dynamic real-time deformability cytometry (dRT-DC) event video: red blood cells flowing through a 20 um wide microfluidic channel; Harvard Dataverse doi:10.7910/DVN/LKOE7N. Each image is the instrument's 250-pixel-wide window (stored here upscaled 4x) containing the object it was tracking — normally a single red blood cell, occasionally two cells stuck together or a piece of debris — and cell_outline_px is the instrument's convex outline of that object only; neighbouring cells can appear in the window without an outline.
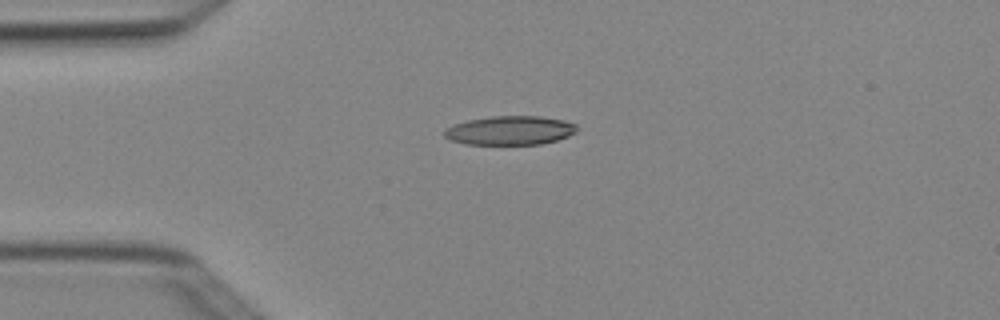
{"species": "Egyptian fruit bat (a non-hibernating species)", "species_latin": "Rousettus aegyptiacus", "temperature_condition": "cold", "stored_images_in_passage": 6, "camera_frame_rate_fps": 3000, "um_per_image_px": 0.085, "animal": {"sex": "female"}, "frame": {"image": 1, "passage_image": 3, "time_ms": 0.667, "image_size_px": [1000, 320], "cell_outline_px": [[576, 132], [568, 136], [556, 140], [540, 144], [464, 144], [452, 140], [444, 136], [444, 132], [448, 128], [456, 124], [468, 120], [492, 116], [540, 116], [564, 120], [576, 124]], "centroid_in_image_um": [43.38, 11.08], "position_along_channel_um": 41.6, "area_um2": 22.14}}
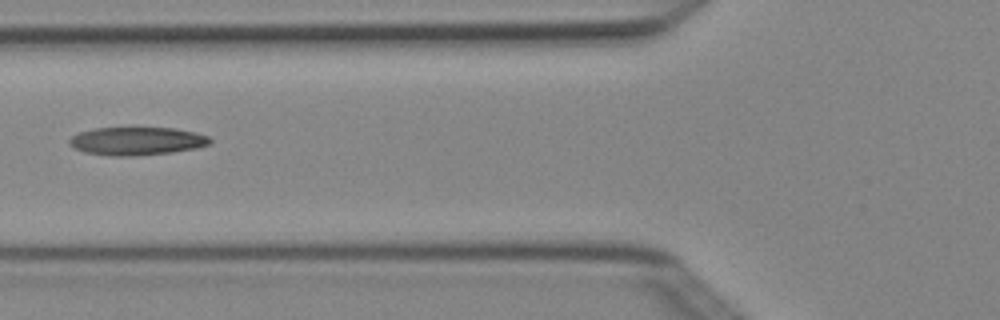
{"frame": {"image": 2, "passage_image": 5, "time_ms": 1.333, "image_size_px": [1000, 320], "cell_outline_px": [[212, 140], [208, 144], [196, 148], [172, 152], [132, 156], [108, 156], [84, 152], [72, 148], [68, 144], [68, 140], [72, 136], [80, 132], [96, 128], [176, 128], [196, 132], [208, 136]], "centroid_in_image_um": [11.6, 11.99], "position_along_channel_um": 114.2, "area_um2": 23.12}}
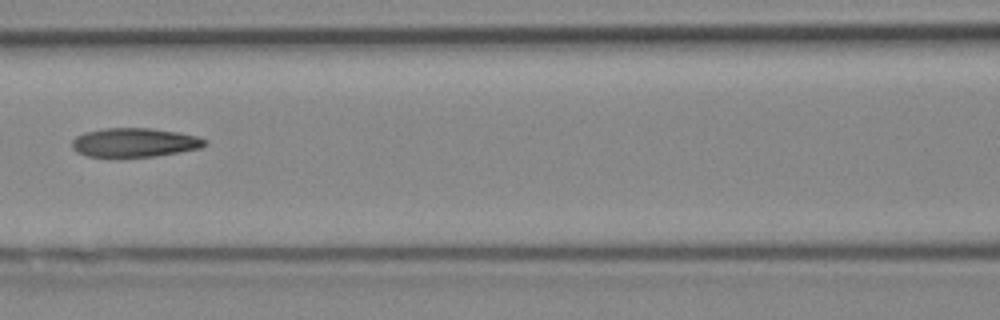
{"frame": {"image": 3, "passage_image": 6, "time_ms": 1.667, "image_size_px": [1000, 320], "cell_outline_px": [[208, 144], [200, 148], [156, 156], [88, 156], [76, 152], [72, 148], [72, 140], [76, 136], [84, 132], [104, 128], [152, 128], [176, 132], [196, 136], [208, 140]], "centroid_in_image_um": [11.43, 12.1], "position_along_channel_um": 155.2, "area_um2": 22.31}}